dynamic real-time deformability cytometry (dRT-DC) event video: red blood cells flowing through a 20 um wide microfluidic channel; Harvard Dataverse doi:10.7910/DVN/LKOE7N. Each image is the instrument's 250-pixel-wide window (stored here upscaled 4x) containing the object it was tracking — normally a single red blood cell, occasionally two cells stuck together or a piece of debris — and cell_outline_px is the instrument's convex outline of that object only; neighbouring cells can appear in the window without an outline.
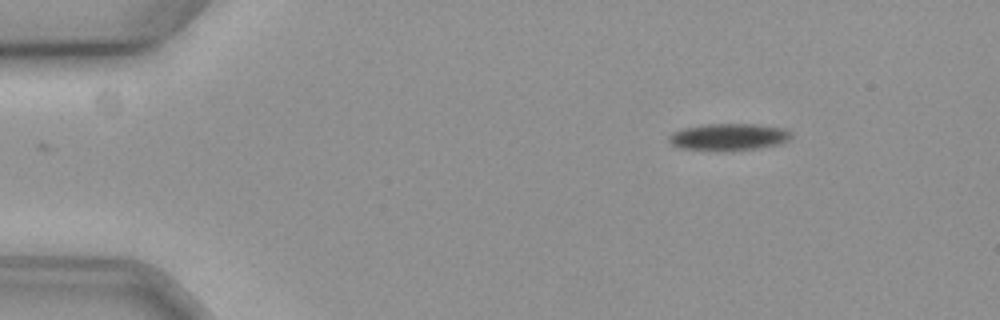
{"species": "common noctule bat (a hibernating species)", "species_latin": "Nyctalus noctula", "temperature_condition": "cold", "stored_images_in_passage": 51, "camera_frame_rate_fps": 3000, "um_per_image_px": 0.085, "animal": {"sex": "female", "body_mass_g": 19.3, "forearm_length_mm": 54.1}, "frame": {"image": 1, "passage_image": 1, "time_ms": 0.0, "image_size_px": [1000, 320], "cell_outline_px": [[792, 136], [784, 144], [760, 148], [680, 148], [672, 144], [668, 140], [668, 136], [672, 132], [684, 128], [704, 124], [752, 124], [784, 128], [792, 132]], "centroid_in_image_um": [62.0, 11.6], "position_along_channel_um": 23.0, "area_um2": 18.5}}
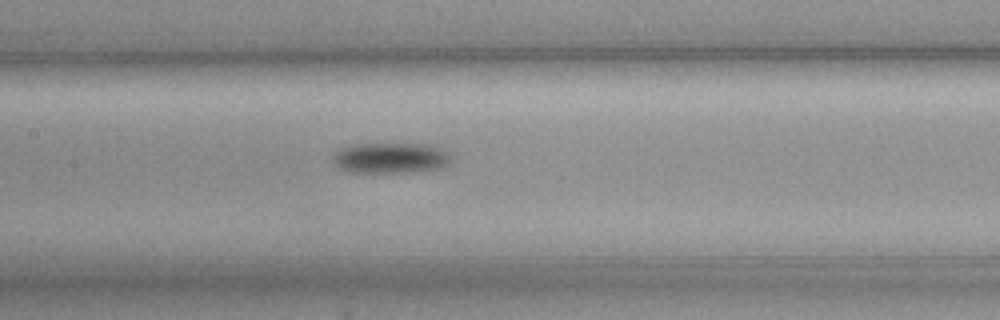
{"frame": {"image": 2, "passage_image": 21, "time_ms": 6.667, "image_size_px": [1000, 320], "cell_outline_px": [[448, 164], [436, 168], [412, 172], [352, 172], [340, 168], [336, 164], [336, 152], [340, 148], [356, 144], [428, 144], [444, 148], [448, 152]], "centroid_in_image_um": [33.23, 13.41], "position_along_channel_um": 174.2, "area_um2": 20.63}}
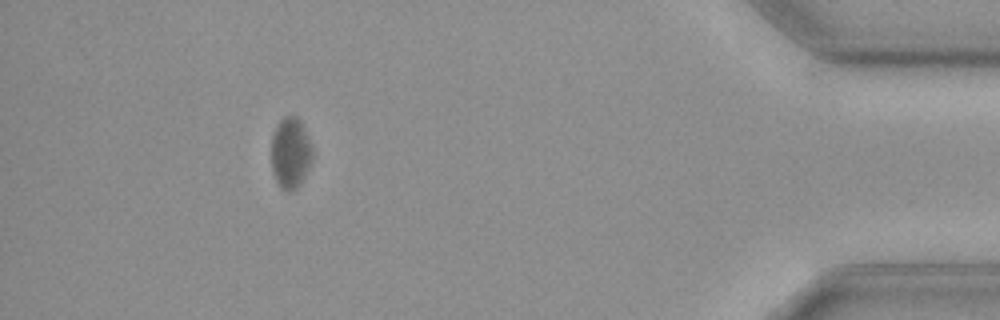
{"frame": {"image": 3, "passage_image": 46, "time_ms": 15.0, "image_size_px": [1000, 320], "cell_outline_px": [[312, 160], [300, 184], [296, 188], [288, 192], [280, 188], [272, 172], [272, 136], [280, 120], [284, 116], [296, 116], [300, 120], [312, 148]], "centroid_in_image_um": [24.68, 13.02], "position_along_channel_um": 410.5, "area_um2": 16.76}, "authors_computed_cell_mechanics": {"area_um2": 19.9988, "velocity_mm_per_s": 3.5575, "shape_relaxation_time_tau1_ms": 2.6956, "shape_relaxation_time_tau2_ms": 5.4851, "deformation_change_tau1": 0.0568, "deformation_change_tau2": 0.0952}}